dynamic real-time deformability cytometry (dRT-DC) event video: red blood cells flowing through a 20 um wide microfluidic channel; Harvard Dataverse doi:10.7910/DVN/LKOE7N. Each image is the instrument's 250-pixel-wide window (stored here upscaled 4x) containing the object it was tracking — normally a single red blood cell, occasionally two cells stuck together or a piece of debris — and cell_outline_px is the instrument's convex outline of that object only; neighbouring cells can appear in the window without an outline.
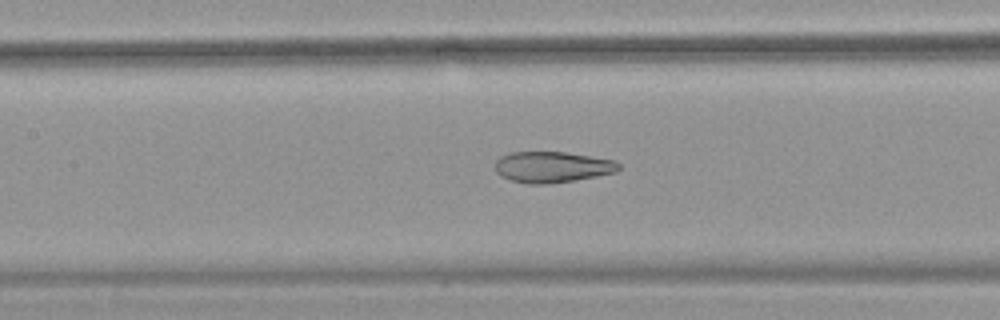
{"species": "common noctule bat (a hibernating species)", "species_latin": "Nyctalus noctula", "temperature_condition": "warm", "stored_images_in_passage": 48, "camera_frame_rate_fps": 3000, "um_per_image_px": 0.085, "animal": {"sex": "female", "body_mass_g": 18.4}, "frame": {"image": 1, "passage_image": 20, "time_ms": 6.333, "image_size_px": [1000, 320], "cell_outline_px": [[620, 168], [616, 172], [596, 176], [548, 184], [528, 184], [512, 180], [500, 176], [496, 172], [496, 160], [500, 156], [512, 152], [564, 152], [616, 160], [620, 164]], "centroid_in_image_um": [46.93, 14.19], "position_along_channel_um": 160.5, "area_um2": 22.25}}
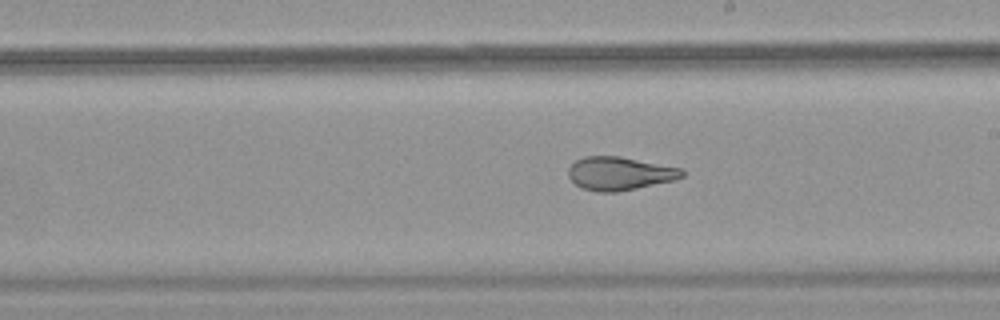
{"frame": {"image": 2, "passage_image": 26, "time_ms": 8.333, "image_size_px": [1000, 320], "cell_outline_px": [[684, 176], [676, 180], [616, 192], [596, 192], [580, 188], [568, 176], [568, 168], [576, 160], [584, 156], [620, 156], [684, 168]], "centroid_in_image_um": [52.69, 14.74], "position_along_channel_um": 236.3, "area_um2": 22.31}}
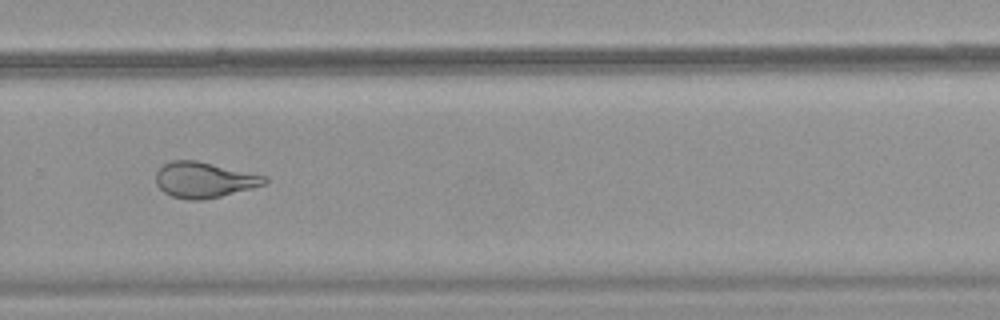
{"frame": {"image": 3, "passage_image": 32, "time_ms": 10.333, "image_size_px": [1000, 320], "cell_outline_px": [[268, 180], [264, 184], [252, 188], [220, 196], [200, 200], [188, 200], [172, 196], [164, 192], [156, 184], [156, 172], [164, 164], [172, 160], [196, 160], [268, 176]], "centroid_in_image_um": [17.35, 15.28], "position_along_channel_um": 312.5, "area_um2": 22.48}, "authors_computed_cell_mechanics": {"area_um2": 26.9926, "velocity_mm_per_s": 3.8172, "shape_relaxation_time_tau1_ms": null, "shape_relaxation_time_tau2_ms": 1.509, "deformation_change_tau1": null, "deformation_change_tau2": 0.0835}}